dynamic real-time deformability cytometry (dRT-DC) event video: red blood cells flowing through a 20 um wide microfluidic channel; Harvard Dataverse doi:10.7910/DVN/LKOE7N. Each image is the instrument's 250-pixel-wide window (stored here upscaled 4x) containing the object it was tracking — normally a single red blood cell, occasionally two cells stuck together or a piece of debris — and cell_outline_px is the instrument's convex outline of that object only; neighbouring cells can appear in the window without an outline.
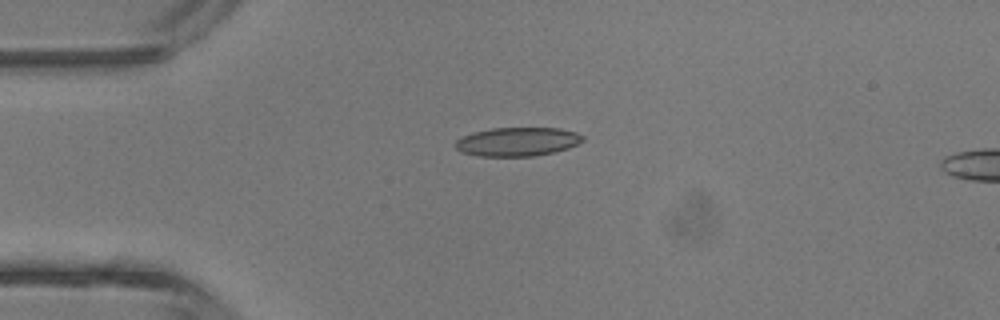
{"species": "common noctule bat (a hibernating species)", "species_latin": "Nyctalus noctula", "temperature_condition": "room temperature", "stored_images_in_passage": 4, "camera_frame_rate_fps": 3000, "um_per_image_px": 0.085, "animal": {"sex": "male", "body_mass_g": 13.3}, "frame": {"image": 1, "passage_image": 3, "time_ms": 2.333, "image_size_px": [1000, 320], "cell_outline_px": [[584, 140], [568, 148], [552, 152], [532, 156], [480, 156], [460, 152], [456, 148], [456, 140], [460, 136], [472, 132], [492, 128], [560, 128], [576, 132], [584, 136]], "centroid_in_image_um": [43.95, 12.03], "position_along_channel_um": 41.0, "area_um2": 21.39}}